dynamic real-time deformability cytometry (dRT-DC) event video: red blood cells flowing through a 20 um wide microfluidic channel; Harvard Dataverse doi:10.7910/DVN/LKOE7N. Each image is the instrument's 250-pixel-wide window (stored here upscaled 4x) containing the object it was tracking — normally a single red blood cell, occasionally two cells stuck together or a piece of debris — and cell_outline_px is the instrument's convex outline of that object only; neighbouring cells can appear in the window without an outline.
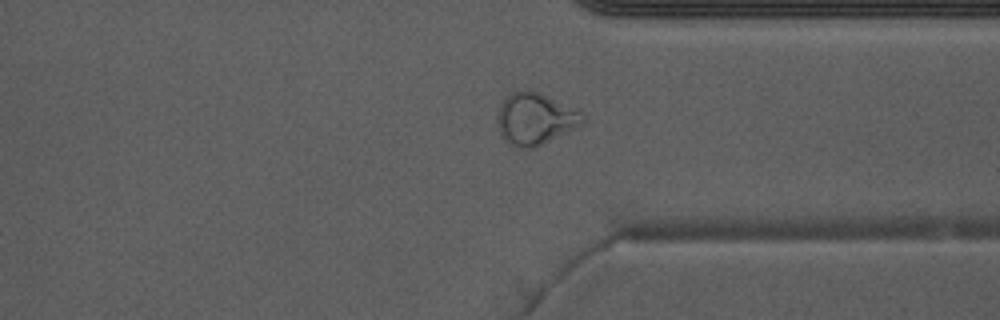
{"species": "Egyptian fruit bat (a non-hibernating species)", "species_latin": "Rousettus aegyptiacus", "temperature_condition": "warm", "stored_images_in_passage": 34, "camera_frame_rate_fps": 3000, "um_per_image_px": 0.085, "animal": {"sex": "male"}, "frame": {"image": 1, "passage_image": 25, "time_ms": 8.0, "image_size_px": [1000, 320], "cell_outline_px": [[584, 120], [576, 128], [532, 148], [516, 148], [508, 144], [500, 132], [496, 124], [496, 120], [500, 104], [512, 92], [524, 88], [528, 88], [584, 112]], "centroid_in_image_um": [45.46, 10.09], "position_along_channel_um": 365.9, "area_um2": 25.72}, "authors_computed_cell_mechanics": {"area_um2": 25.432, "velocity_mm_per_s": 4.0039, "shape_relaxation_time_tau1_ms": null, "shape_relaxation_time_tau2_ms": 0.4172, "deformation_change_tau1": null, "deformation_change_tau2": 0.0651}}